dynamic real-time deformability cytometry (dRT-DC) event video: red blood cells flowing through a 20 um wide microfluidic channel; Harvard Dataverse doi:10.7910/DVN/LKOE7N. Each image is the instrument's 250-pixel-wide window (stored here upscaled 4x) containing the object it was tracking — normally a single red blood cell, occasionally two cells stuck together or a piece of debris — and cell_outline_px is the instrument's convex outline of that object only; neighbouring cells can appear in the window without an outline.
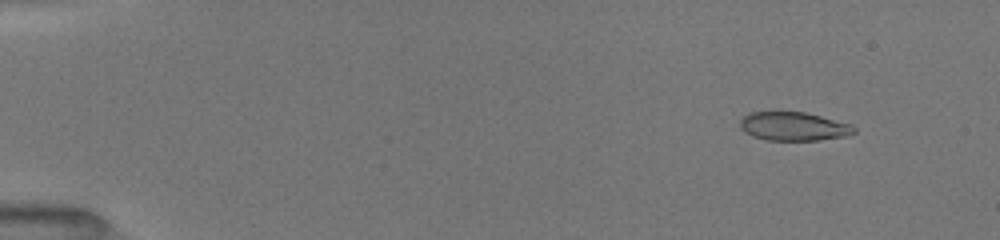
{"species": "common noctule bat (a hibernating species)", "species_latin": "Nyctalus noctula", "temperature_condition": "room temperature", "stored_images_in_passage": 21, "camera_frame_rate_fps": 3000, "um_per_image_px": 0.085, "animal": {"sex": "female", "body_mass_g": 19.5, "forearm_length_mm": 54.1}, "frame": {"image": 1, "passage_image": 3, "time_ms": 1.333, "image_size_px": [1000, 240], "cell_outline_px": [[856, 132], [848, 136], [820, 140], [768, 140], [752, 136], [740, 128], [740, 120], [748, 112], [804, 112], [852, 124], [856, 128]], "centroid_in_image_um": [67.48, 10.74], "position_along_channel_um": 17.5, "area_um2": 19.07}}
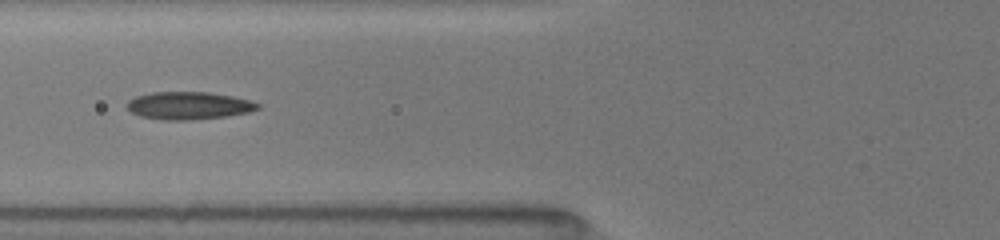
{"frame": {"image": 2, "passage_image": 16, "time_ms": 6.667, "image_size_px": [1000, 240], "cell_outline_px": [[260, 108], [248, 112], [228, 116], [188, 120], [168, 120], [140, 116], [132, 112], [128, 108], [128, 100], [136, 96], [152, 92], [208, 92], [232, 96], [248, 100], [260, 104]], "centroid_in_image_um": [16.05, 8.97], "position_along_channel_um": 109.7, "area_um2": 20.87}}
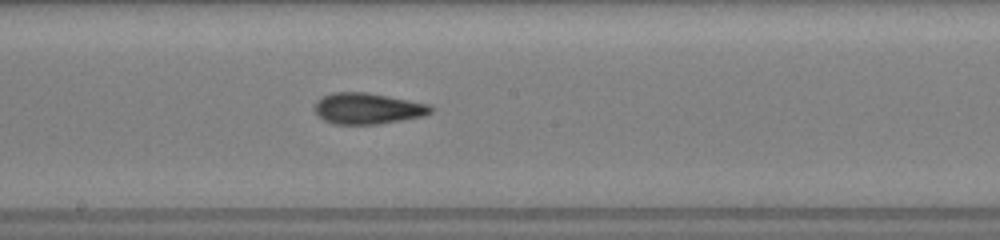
{"frame": {"image": 3, "passage_image": 21, "time_ms": 9.333, "image_size_px": [1000, 240], "cell_outline_px": [[432, 112], [420, 116], [376, 124], [332, 124], [324, 120], [316, 112], [316, 100], [332, 92], [368, 92], [428, 104], [432, 108]], "centroid_in_image_um": [31.21, 9.21], "position_along_channel_um": 217.0, "area_um2": 20.63}}